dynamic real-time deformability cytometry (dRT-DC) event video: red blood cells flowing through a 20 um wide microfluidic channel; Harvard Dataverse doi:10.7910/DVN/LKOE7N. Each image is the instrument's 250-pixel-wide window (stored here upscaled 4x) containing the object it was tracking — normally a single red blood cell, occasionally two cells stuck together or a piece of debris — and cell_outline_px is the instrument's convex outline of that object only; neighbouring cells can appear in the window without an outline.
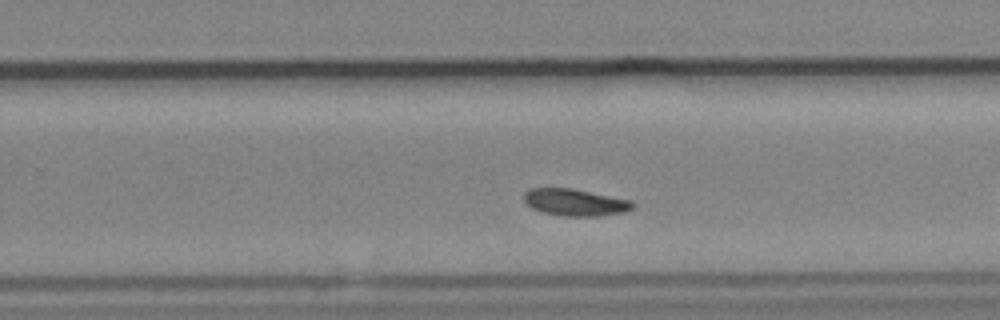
{"species": "common noctule bat (a hibernating species)", "species_latin": "Nyctalus noctula", "temperature_condition": "cold", "stored_images_in_passage": 40, "camera_frame_rate_fps": 3000, "um_per_image_px": 0.085, "animal": {"sex": "male", "body_mass_g": 19.2, "forearm_length_mm": 51.8}, "frame": {"image": 1, "passage_image": 20, "time_ms": 6.333, "image_size_px": [1000, 320], "cell_outline_px": [[636, 204], [632, 208], [624, 212], [600, 216], [560, 216], [544, 212], [532, 208], [524, 200], [524, 192], [528, 188], [572, 188], [632, 200]], "centroid_in_image_um": [48.9, 17.19], "position_along_channel_um": 280.9, "area_um2": 17.17}}
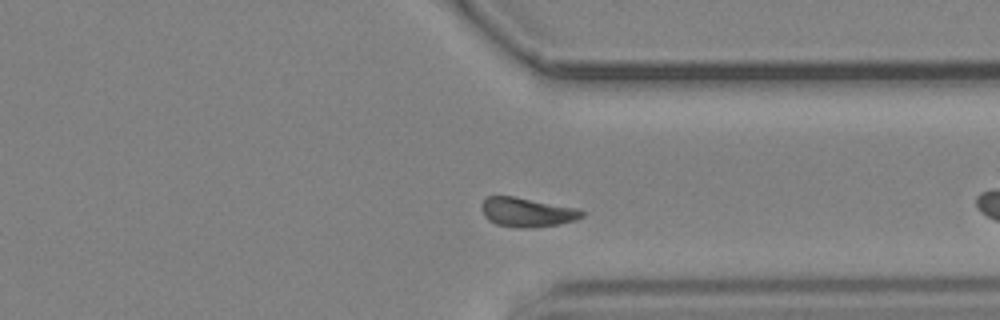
{"frame": {"image": 2, "passage_image": 27, "time_ms": 8.667, "image_size_px": [1000, 320], "cell_outline_px": [[584, 216], [576, 220], [536, 228], [516, 228], [496, 224], [488, 220], [484, 216], [480, 208], [480, 204], [484, 196], [512, 196], [580, 208], [584, 212]], "centroid_in_image_um": [44.77, 18.04], "position_along_channel_um": 366.6, "area_um2": 17.46}, "authors_computed_cell_mechanics": {"area_um2": 16.9932, "velocity_mm_per_s": 3.668, "shape_relaxation_time_tau1_ms": 1.3285, "shape_relaxation_time_tau2_ms": null, "deformation_change_tau1": 0.1512, "deformation_change_tau2": null}}